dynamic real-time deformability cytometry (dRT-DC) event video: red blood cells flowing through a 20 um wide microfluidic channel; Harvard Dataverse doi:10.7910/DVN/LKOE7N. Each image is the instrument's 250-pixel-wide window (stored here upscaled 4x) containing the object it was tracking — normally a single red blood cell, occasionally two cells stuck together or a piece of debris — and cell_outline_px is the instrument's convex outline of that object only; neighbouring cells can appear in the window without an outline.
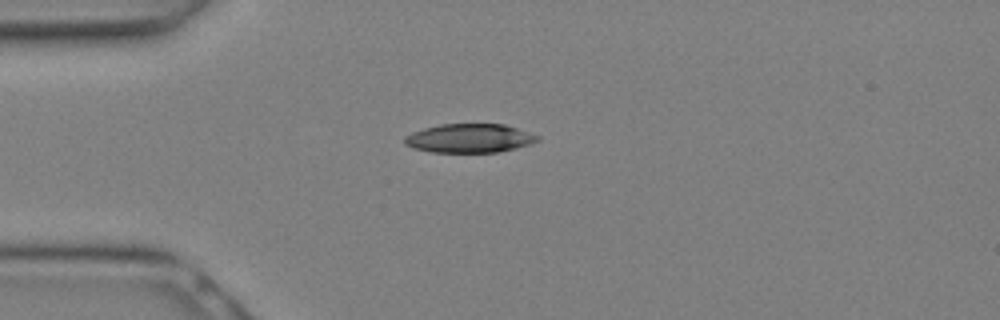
{"species": "Egyptian fruit bat (a non-hibernating species)", "species_latin": "Rousettus aegyptiacus", "temperature_condition": "warm", "stored_images_in_passage": 4, "camera_frame_rate_fps": 3000, "um_per_image_px": 0.085, "animal": {"sex": "female"}, "frame": {"image": 1, "passage_image": 1, "time_ms": 0.0, "image_size_px": [1000, 320], "cell_outline_px": [[540, 140], [516, 148], [496, 152], [432, 152], [412, 148], [404, 144], [404, 136], [412, 132], [424, 128], [440, 124], [504, 124], [540, 136]], "centroid_in_image_um": [39.87, 11.75], "position_along_channel_um": 45.1, "area_um2": 22.31}}